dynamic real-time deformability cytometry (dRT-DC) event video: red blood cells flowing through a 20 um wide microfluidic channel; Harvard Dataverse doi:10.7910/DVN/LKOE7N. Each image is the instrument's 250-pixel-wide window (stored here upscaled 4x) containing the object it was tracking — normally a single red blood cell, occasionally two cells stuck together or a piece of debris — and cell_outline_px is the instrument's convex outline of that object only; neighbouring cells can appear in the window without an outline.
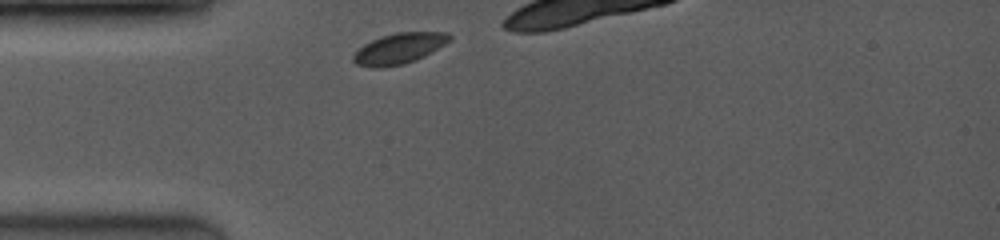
{"species": "common noctule bat (a hibernating species)", "species_latin": "Nyctalus noctula", "temperature_condition": "room temperature", "stored_images_in_passage": 4, "camera_frame_rate_fps": 3500, "um_per_image_px": 0.085, "animal": {"sex": "female", "body_mass_g": 19.0, "forearm_length_mm": 53.3}, "frame": {"image": 1, "passage_image": 1, "time_ms": 0.0, "image_size_px": [1000, 240], "cell_outline_px": [[452, 36], [444, 44], [424, 56], [416, 60], [404, 64], [380, 68], [376, 68], [356, 64], [352, 60], [352, 56], [364, 44], [380, 36], [396, 32], [448, 32]], "centroid_in_image_um": [33.9, 4.12], "position_along_channel_um": 51.1, "area_um2": 17.11}}
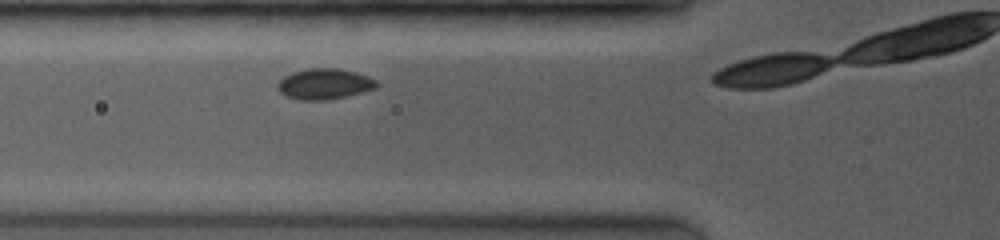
{"frame": {"image": 2, "passage_image": 3, "time_ms": 1.429, "image_size_px": [1000, 240], "cell_outline_px": [[376, 88], [328, 100], [300, 100], [288, 96], [280, 92], [276, 88], [276, 84], [284, 76], [292, 72], [308, 68], [336, 68], [356, 72], [368, 76], [376, 80]], "centroid_in_image_um": [27.53, 7.12], "position_along_channel_um": 98.3, "area_um2": 17.57}}